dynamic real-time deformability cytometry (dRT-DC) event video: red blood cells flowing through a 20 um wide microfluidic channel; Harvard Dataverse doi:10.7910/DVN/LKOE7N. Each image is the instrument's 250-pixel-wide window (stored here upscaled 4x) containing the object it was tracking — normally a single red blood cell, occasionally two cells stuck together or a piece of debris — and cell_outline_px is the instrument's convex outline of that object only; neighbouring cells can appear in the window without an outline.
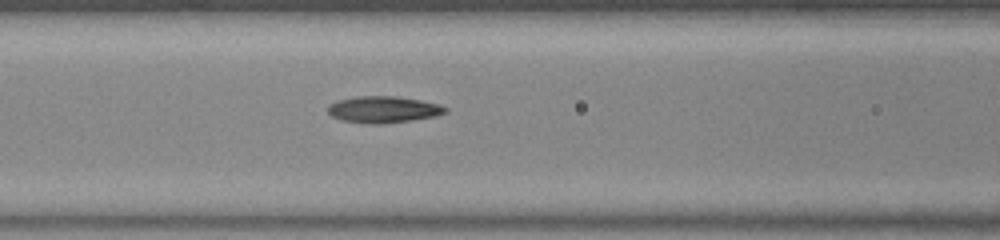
{"species": "common noctule bat (a hibernating species)", "species_latin": "Nyctalus noctula", "temperature_condition": "warm", "stored_images_in_passage": 26, "camera_frame_rate_fps": 3000, "um_per_image_px": 0.085, "animal": {"sex": "female", "body_mass_g": 23.0, "forearm_length_mm": 53.4}, "frame": {"image": 1, "passage_image": 8, "time_ms": 2.333, "image_size_px": [1000, 240], "cell_outline_px": [[440, 112], [420, 116], [396, 120], [360, 120], [344, 116], [332, 112], [332, 108], [340, 104], [352, 100], [408, 100], [428, 104], [440, 108]], "centroid_in_image_um": [32.64, 9.32], "position_along_channel_um": 134.0, "area_um2": 12.31}}
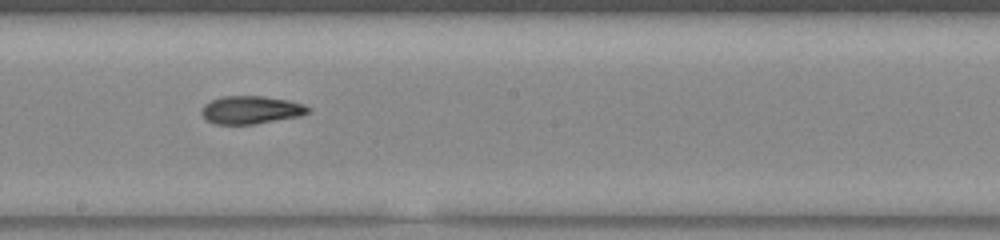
{"frame": {"image": 2, "passage_image": 15, "time_ms": 4.667, "image_size_px": [1000, 240], "cell_outline_px": [[304, 112], [284, 116], [260, 120], [216, 120], [208, 116], [208, 108], [212, 104], [220, 100], [276, 100], [292, 104], [304, 108]], "centroid_in_image_um": [21.38, 9.33], "position_along_channel_um": 226.8, "area_um2": 11.5}}
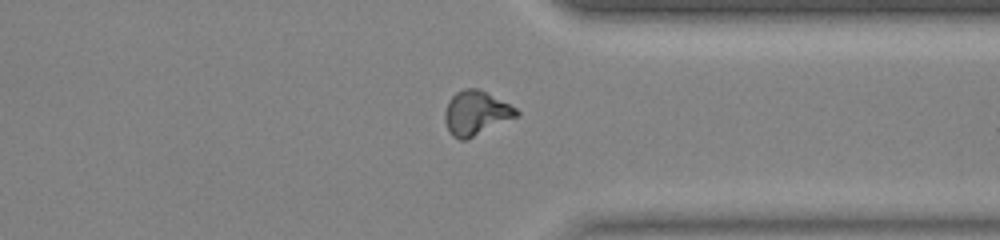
{"frame": {"image": 3, "passage_image": 26, "time_ms": 8.333, "image_size_px": [1000, 240], "cell_outline_px": [[516, 112], [468, 136], [460, 136], [452, 132], [448, 124], [448, 108], [484, 96], [504, 104], [512, 108]], "centroid_in_image_um": [40.5, 9.81], "position_along_channel_um": 370.9, "area_um2": 12.02}}